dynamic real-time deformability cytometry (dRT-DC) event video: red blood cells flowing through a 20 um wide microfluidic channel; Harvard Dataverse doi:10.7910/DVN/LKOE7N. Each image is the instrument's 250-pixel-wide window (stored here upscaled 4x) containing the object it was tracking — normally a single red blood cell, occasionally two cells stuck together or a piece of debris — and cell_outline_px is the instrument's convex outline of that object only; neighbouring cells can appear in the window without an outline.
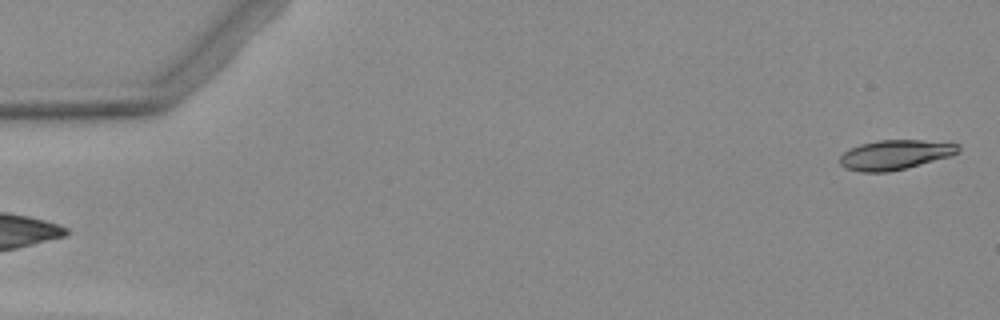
{"species": "Egyptian fruit bat (a non-hibernating species)", "species_latin": "Rousettus aegyptiacus", "temperature_condition": "warm", "stored_images_in_passage": 4, "camera_frame_rate_fps": 3000, "um_per_image_px": 0.085, "animal": {"sex": "female"}, "frame": {"image": 1, "passage_image": 4, "time_ms": 3.667, "image_size_px": [1000, 320], "cell_outline_px": [[960, 152], [948, 156], [904, 168], [888, 172], [860, 172], [844, 168], [840, 164], [840, 156], [844, 152], [860, 144], [880, 140], [920, 140], [960, 144]], "centroid_in_image_um": [76.05, 13.15], "position_along_channel_um": 9.0, "area_um2": 20.17}}